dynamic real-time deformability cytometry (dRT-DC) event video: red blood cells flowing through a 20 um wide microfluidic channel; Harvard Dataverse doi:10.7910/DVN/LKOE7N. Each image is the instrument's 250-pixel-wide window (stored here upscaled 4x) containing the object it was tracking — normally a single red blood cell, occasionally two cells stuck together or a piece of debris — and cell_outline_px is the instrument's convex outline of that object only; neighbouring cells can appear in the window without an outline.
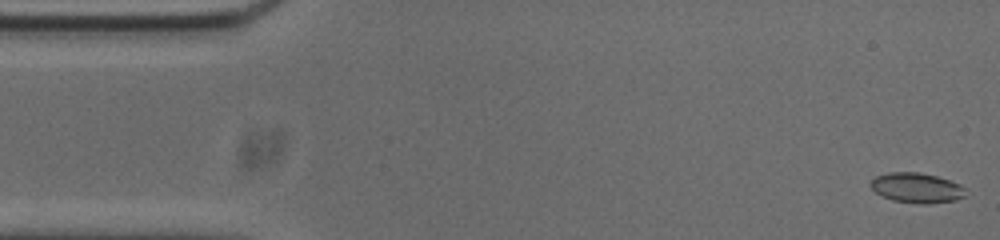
{"species": "common noctule bat (a hibernating species)", "species_latin": "Nyctalus noctula", "temperature_condition": "cold", "stored_images_in_passage": 53, "camera_frame_rate_fps": 3000, "um_per_image_px": 0.085, "animal": {"sex": "male", "body_mass_g": 20.0, "forearm_length_mm": 53.3}, "frame": {"image": 1, "passage_image": 1, "time_ms": 0.0, "image_size_px": [1000, 240], "cell_outline_px": [[964, 196], [956, 200], [928, 204], [920, 204], [892, 200], [880, 196], [868, 184], [876, 176], [888, 172], [920, 172], [936, 176], [960, 184], [964, 188]], "centroid_in_image_um": [77.88, 15.97], "position_along_channel_um": 7.1, "area_um2": 16.65}}
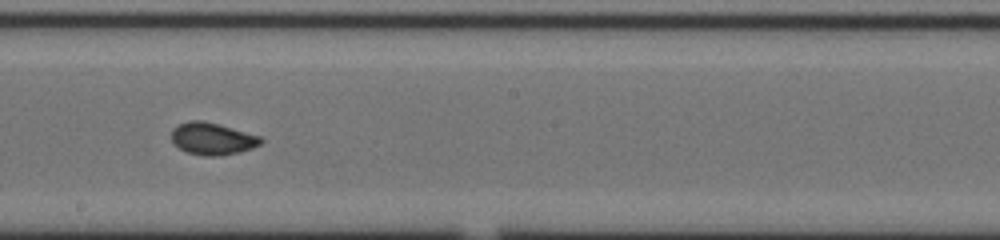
{"frame": {"image": 2, "passage_image": 28, "time_ms": 9.0, "image_size_px": [1000, 240], "cell_outline_px": [[264, 140], [260, 144], [252, 148], [236, 152], [216, 156], [204, 156], [188, 152], [180, 148], [172, 140], [172, 128], [188, 120], [204, 120], [220, 124], [260, 136]], "centroid_in_image_um": [18.05, 11.77], "position_along_channel_um": 230.1, "area_um2": 16.59}}
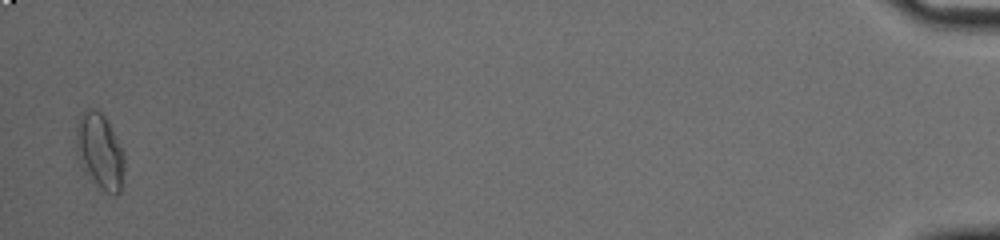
{"frame": {"image": 3, "passage_image": 52, "time_ms": 17.0, "image_size_px": [1000, 240], "cell_outline_px": [[124, 168], [120, 192], [116, 196], [100, 188], [76, 152], [76, 124], [80, 112], [88, 108], [96, 108], [104, 116], [124, 152]], "centroid_in_image_um": [8.5, 12.78], "position_along_channel_um": 426.7, "area_um2": 20.63}, "authors_computed_cell_mechanics": {"area_um2": 16.6464, "velocity_mm_per_s": 3.7546, "shape_relaxation_time_tau1_ms": 5.9988, "shape_relaxation_time_tau2_ms": 1.2661, "deformation_change_tau1": 0.113, "deformation_change_tau2": 0.0343}}